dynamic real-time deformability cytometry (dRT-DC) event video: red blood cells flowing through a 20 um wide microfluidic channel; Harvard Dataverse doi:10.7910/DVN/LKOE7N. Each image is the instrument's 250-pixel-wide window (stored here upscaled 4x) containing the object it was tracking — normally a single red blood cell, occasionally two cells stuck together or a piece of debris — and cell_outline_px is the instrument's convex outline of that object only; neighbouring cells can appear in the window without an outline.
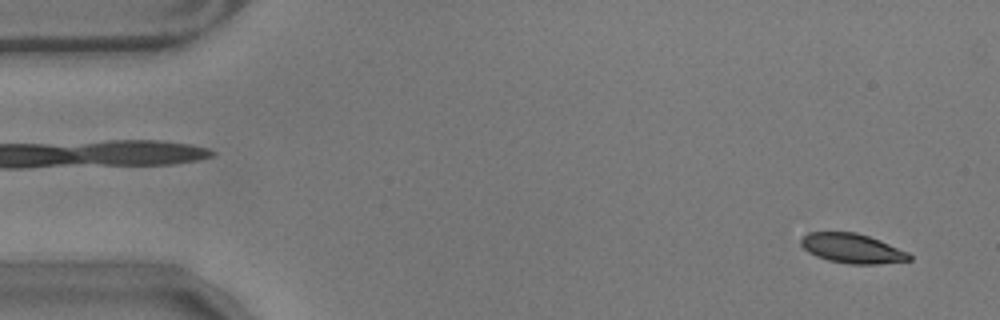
{"species": "common noctule bat (a hibernating species)", "species_latin": "Nyctalus noctula", "temperature_condition": "warm", "stored_images_in_passage": 58, "camera_frame_rate_fps": 3000, "um_per_image_px": 0.085, "animal": {"sex": "male", "body_mass_g": 17.9}, "frame": {"image": 1, "passage_image": 3, "time_ms": 0.667, "image_size_px": [1000, 320], "cell_outline_px": [[912, 260], [876, 264], [848, 264], [828, 260], [816, 256], [808, 252], [800, 244], [800, 240], [808, 232], [856, 232], [880, 240], [908, 252], [912, 256]], "centroid_in_image_um": [72.44, 21.11], "position_along_channel_um": 12.6, "area_um2": 18.67}}
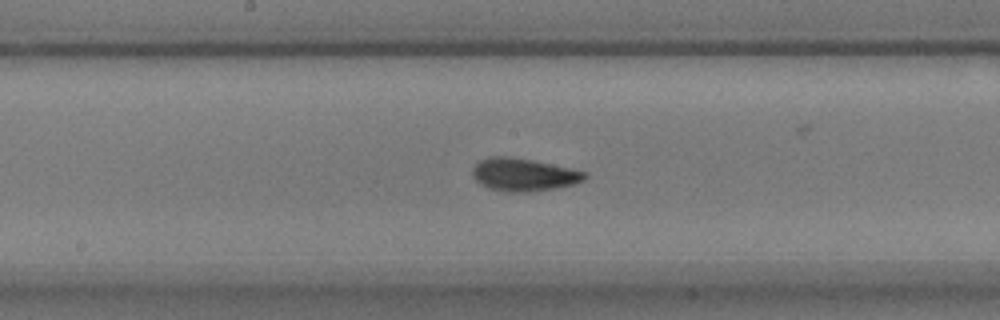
{"frame": {"image": 2, "passage_image": 29, "time_ms": 9.333, "image_size_px": [1000, 320], "cell_outline_px": [[588, 176], [584, 180], [572, 184], [552, 188], [528, 192], [508, 192], [488, 188], [480, 184], [472, 176], [472, 168], [480, 160], [488, 156], [512, 156], [572, 168], [584, 172]], "centroid_in_image_um": [44.46, 14.83], "position_along_channel_um": 203.7, "area_um2": 21.44}}
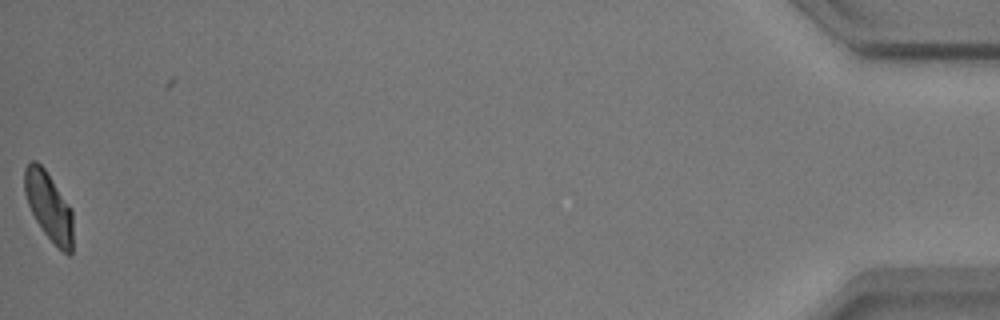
{"frame": {"image": 3, "passage_image": 57, "time_ms": 18.667, "image_size_px": [1000, 320], "cell_outline_px": [[72, 252], [68, 256], [44, 232], [36, 220], [28, 204], [24, 192], [24, 168], [32, 160], [36, 160], [44, 168], [72, 208]], "centroid_in_image_um": [4.14, 17.5], "position_along_channel_um": 431.1, "area_um2": 19.07}, "authors_computed_cell_mechanics": {"area_um2": 20.0566, "velocity_mm_per_s": 3.5109, "shape_relaxation_time_tau1_ms": 2.8739, "shape_relaxation_time_tau2_ms": 1.575, "deformation_change_tau1": 0.155, "deformation_change_tau2": 0.074}}